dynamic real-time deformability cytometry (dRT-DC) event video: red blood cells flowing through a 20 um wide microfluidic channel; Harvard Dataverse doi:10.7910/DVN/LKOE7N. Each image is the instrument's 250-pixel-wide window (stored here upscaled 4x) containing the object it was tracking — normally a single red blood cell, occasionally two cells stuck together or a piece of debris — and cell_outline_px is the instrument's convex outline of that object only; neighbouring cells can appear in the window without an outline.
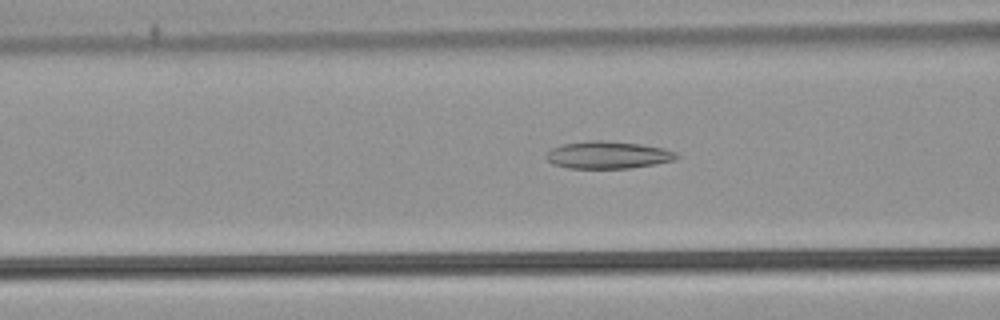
{"species": "common noctule bat (a hibernating species)", "species_latin": "Nyctalus noctula", "temperature_condition": "warm", "stored_images_in_passage": 47, "camera_frame_rate_fps": 3000, "um_per_image_px": 0.085, "animal": {"sex": "male", "body_mass_g": 21.5, "forearm_length_mm": 52.0}, "frame": {"image": 1, "passage_image": 15, "time_ms": 4.667, "image_size_px": [1000, 320], "cell_outline_px": [[680, 156], [676, 160], [656, 164], [628, 168], [568, 168], [552, 164], [544, 156], [552, 148], [564, 144], [588, 140], [600, 140], [640, 144], [664, 148], [676, 152]], "centroid_in_image_um": [51.69, 13.17], "position_along_channel_um": 114.9, "area_um2": 20.81}}
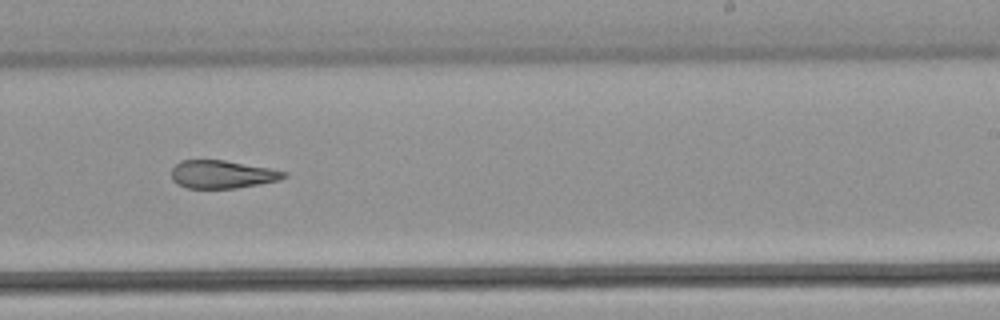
{"frame": {"image": 2, "passage_image": 27, "time_ms": 8.667, "image_size_px": [1000, 320], "cell_outline_px": [[288, 176], [276, 180], [236, 188], [188, 188], [176, 184], [172, 180], [172, 168], [180, 160], [224, 160], [268, 168], [288, 172]], "centroid_in_image_um": [18.84, 14.81], "position_along_channel_um": 270.2, "area_um2": 18.15}}
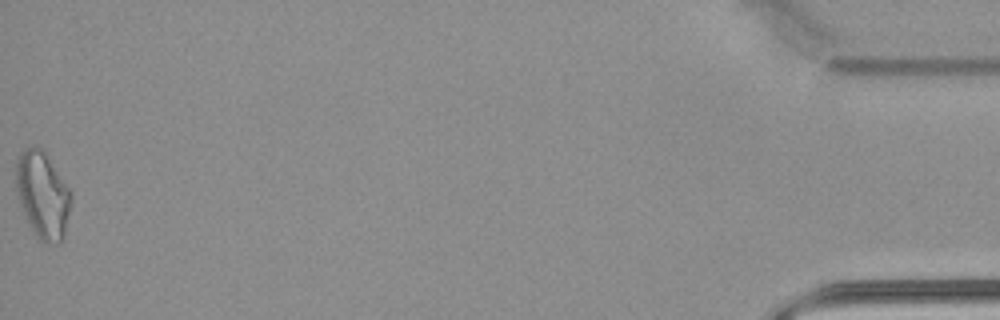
{"frame": {"image": 3, "passage_image": 47, "time_ms": 15.333, "image_size_px": [1000, 320], "cell_outline_px": [[72, 200], [64, 236], [60, 244], [48, 244], [40, 240], [36, 236], [28, 224], [20, 204], [16, 192], [16, 160], [20, 152], [24, 148], [32, 144], [40, 148], [44, 152], [72, 192]], "centroid_in_image_um": [3.62, 16.59], "position_along_channel_um": 431.6, "area_um2": 28.09}, "authors_computed_cell_mechanics": {"area_um2": 21.1548, "velocity_mm_per_s": 3.8821, "shape_relaxation_time_tau1_ms": null, "shape_relaxation_time_tau2_ms": 3.8971, "deformation_change_tau1": null, "deformation_change_tau2": 0.135}}